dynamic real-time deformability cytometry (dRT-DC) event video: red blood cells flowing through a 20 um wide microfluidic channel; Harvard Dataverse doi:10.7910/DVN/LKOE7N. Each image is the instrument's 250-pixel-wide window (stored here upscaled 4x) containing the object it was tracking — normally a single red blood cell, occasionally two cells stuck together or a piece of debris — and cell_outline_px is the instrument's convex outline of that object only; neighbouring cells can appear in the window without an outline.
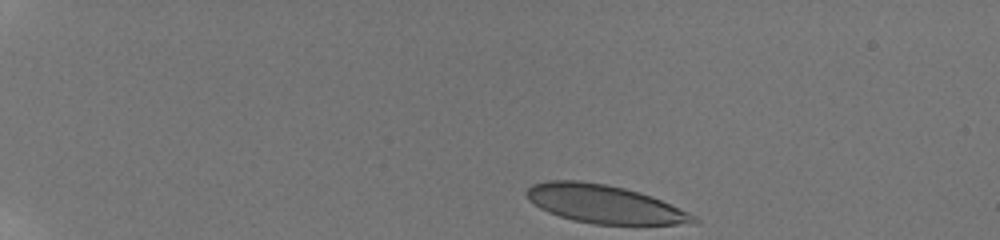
{"species": "human", "species_latin": "Homo sapiens", "temperature_condition": "room temperature", "stored_images_in_passage": 52, "camera_frame_rate_fps": 3000, "um_per_image_px": 0.085, "donor": {"sex": "male"}, "frame": {"image": 1, "passage_image": 1, "time_ms": 0.0, "image_size_px": [1000, 240], "cell_outline_px": [[700, 220], [696, 224], [592, 224], [572, 220], [548, 212], [540, 208], [528, 200], [524, 192], [532, 184], [548, 180], [580, 180], [608, 184], [640, 192], [660, 200], [688, 212], [696, 216]], "centroid_in_image_um": [51.34, 17.34], "position_along_channel_um": 33.7, "area_um2": 37.28}}
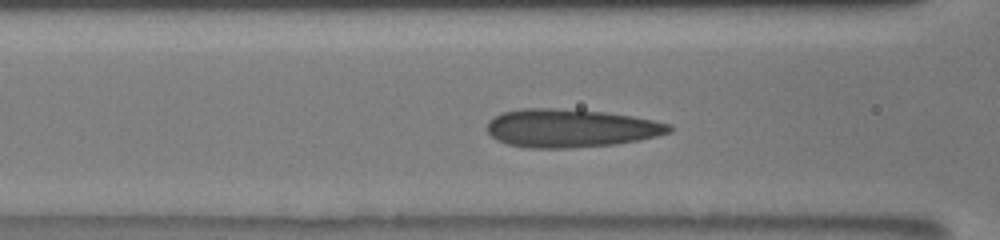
{"frame": {"image": 2, "passage_image": 21, "time_ms": 5.0, "image_size_px": [1000, 240], "cell_outline_px": [[672, 132], [640, 140], [616, 144], [568, 148], [528, 148], [508, 144], [496, 140], [488, 132], [488, 120], [500, 112], [524, 108], [552, 108], [604, 112], [632, 116], [672, 124]], "centroid_in_image_um": [48.5, 10.89], "position_along_channel_um": 118.1, "area_um2": 40.69}}
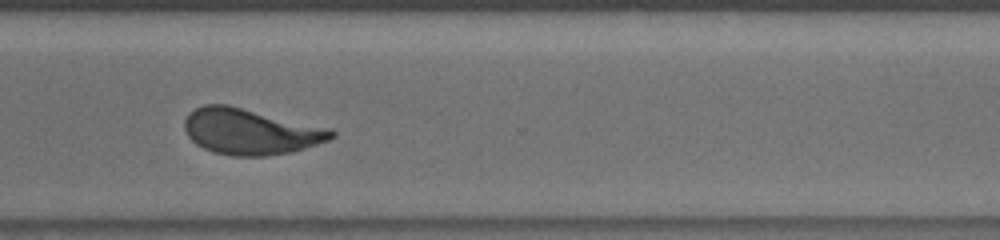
{"frame": {"image": 3, "passage_image": 46, "time_ms": 11.0, "image_size_px": [1000, 240], "cell_outline_px": [[336, 136], [328, 140], [292, 152], [268, 156], [232, 156], [212, 152], [196, 144], [188, 136], [184, 128], [184, 120], [188, 112], [204, 104], [228, 104], [336, 132]], "centroid_in_image_um": [21.17, 11.2], "position_along_channel_um": 349.4, "area_um2": 38.55}, "authors_computed_cell_mechanics": {"area_um2": 38.9283, "velocity_mm_per_s": 3.8571, "shape_relaxation_time_tau1_ms": 6.1483, "shape_relaxation_time_tau2_ms": 0.6816, "deformation_change_tau1": 0.2227, "deformation_change_tau2": 0.1031}}